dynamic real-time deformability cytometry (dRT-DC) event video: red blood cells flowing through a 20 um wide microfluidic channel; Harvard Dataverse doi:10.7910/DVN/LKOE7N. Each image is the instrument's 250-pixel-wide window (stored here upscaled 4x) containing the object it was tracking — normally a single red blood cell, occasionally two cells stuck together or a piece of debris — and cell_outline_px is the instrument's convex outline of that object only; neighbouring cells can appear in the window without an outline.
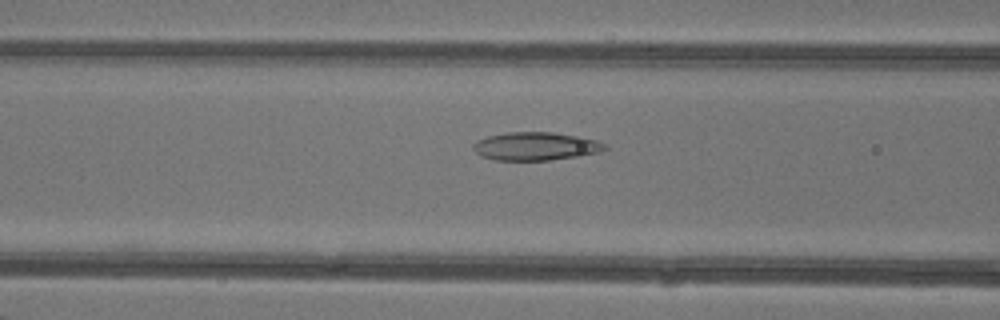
{"species": "common noctule bat (a hibernating species)", "species_latin": "Nyctalus noctula", "temperature_condition": "warm", "stored_images_in_passage": 48, "camera_frame_rate_fps": 3000, "um_per_image_px": 0.085, "animal": {"sex": "female"}, "frame": {"image": 1, "passage_image": 20, "time_ms": 6.333, "image_size_px": [1000, 320], "cell_outline_px": [[608, 148], [600, 152], [576, 156], [548, 160], [496, 160], [480, 156], [472, 148], [472, 144], [476, 140], [488, 136], [504, 132], [552, 132], [576, 136], [596, 140], [608, 144]], "centroid_in_image_um": [45.5, 12.42], "position_along_channel_um": 121.1, "area_um2": 21.68}}
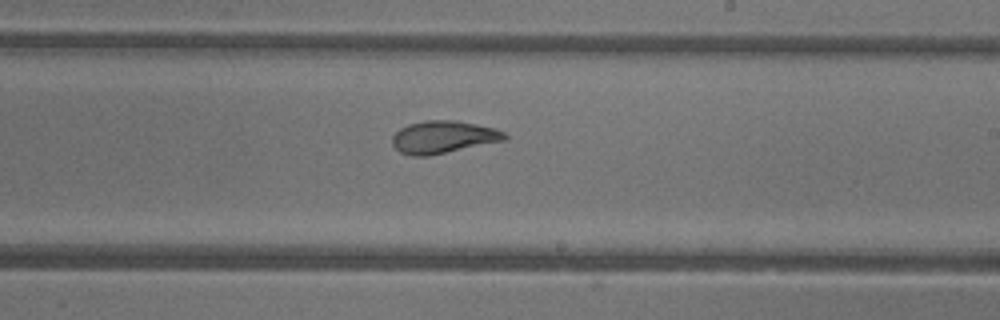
{"frame": {"image": 2, "passage_image": 29, "time_ms": 9.333, "image_size_px": [1000, 320], "cell_outline_px": [[508, 140], [428, 156], [412, 156], [400, 152], [392, 144], [392, 136], [400, 128], [408, 124], [424, 120], [452, 120], [476, 124], [492, 128], [504, 132], [508, 136]], "centroid_in_image_um": [37.67, 11.65], "position_along_channel_um": 251.3, "area_um2": 21.33}}
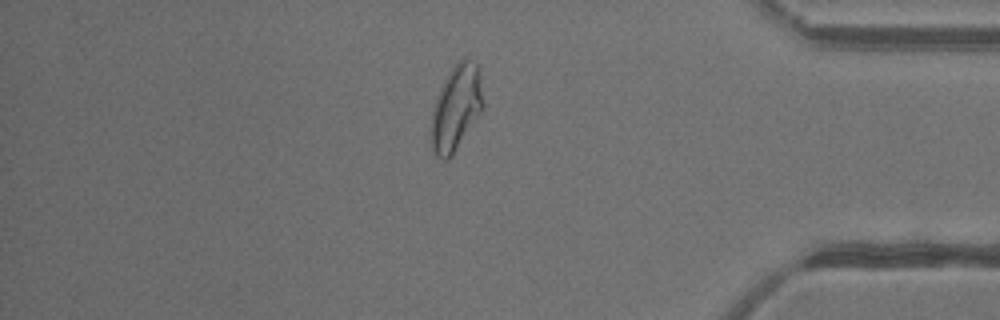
{"frame": {"image": 3, "passage_image": 41, "time_ms": 13.333, "image_size_px": [1000, 320], "cell_outline_px": [[484, 104], [480, 112], [452, 156], [448, 160], [444, 160], [436, 156], [432, 148], [428, 136], [432, 108], [436, 96], [444, 80], [452, 68], [464, 56], [476, 64], [480, 68]], "centroid_in_image_um": [38.73, 9.18], "position_along_channel_um": 396.5, "area_um2": 26.24}, "authors_computed_cell_mechanics": {"area_um2": 24.4494, "velocity_mm_per_s": 4.3434, "shape_relaxation_time_tau1_ms": 6.1473, "shape_relaxation_time_tau2_ms": 1.1982, "deformation_change_tau1": 0.1874, "deformation_change_tau2": 0.0662}}